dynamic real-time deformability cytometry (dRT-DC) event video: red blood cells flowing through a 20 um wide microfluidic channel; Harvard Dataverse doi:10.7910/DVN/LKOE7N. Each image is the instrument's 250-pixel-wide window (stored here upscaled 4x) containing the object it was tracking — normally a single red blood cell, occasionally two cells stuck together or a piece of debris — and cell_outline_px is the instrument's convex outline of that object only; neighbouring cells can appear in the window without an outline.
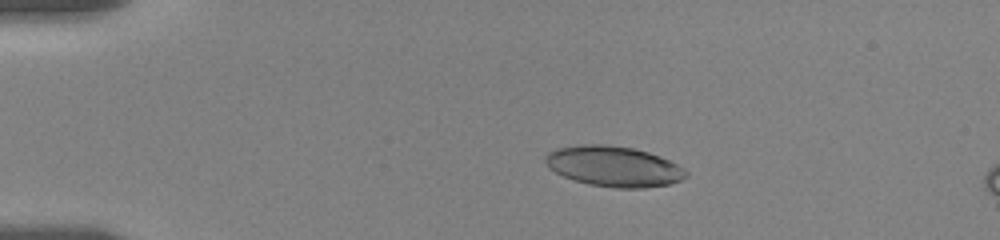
{"species": "human", "species_latin": "Homo sapiens", "temperature_condition": "room temperature", "stored_images_in_passage": 18, "camera_frame_rate_fps": 3000, "um_per_image_px": 0.085, "donor": {"sex": "female"}, "frame": {"image": 1, "passage_image": 11, "time_ms": 3.333, "image_size_px": [1000, 240], "cell_outline_px": [[688, 176], [680, 180], [668, 184], [644, 188], [616, 188], [588, 184], [564, 176], [548, 168], [544, 160], [544, 156], [548, 152], [556, 148], [580, 144], [608, 144], [632, 148], [648, 152], [660, 156], [684, 168], [688, 172]], "centroid_in_image_um": [52.15, 14.13], "position_along_channel_um": 32.9, "area_um2": 33.23}}